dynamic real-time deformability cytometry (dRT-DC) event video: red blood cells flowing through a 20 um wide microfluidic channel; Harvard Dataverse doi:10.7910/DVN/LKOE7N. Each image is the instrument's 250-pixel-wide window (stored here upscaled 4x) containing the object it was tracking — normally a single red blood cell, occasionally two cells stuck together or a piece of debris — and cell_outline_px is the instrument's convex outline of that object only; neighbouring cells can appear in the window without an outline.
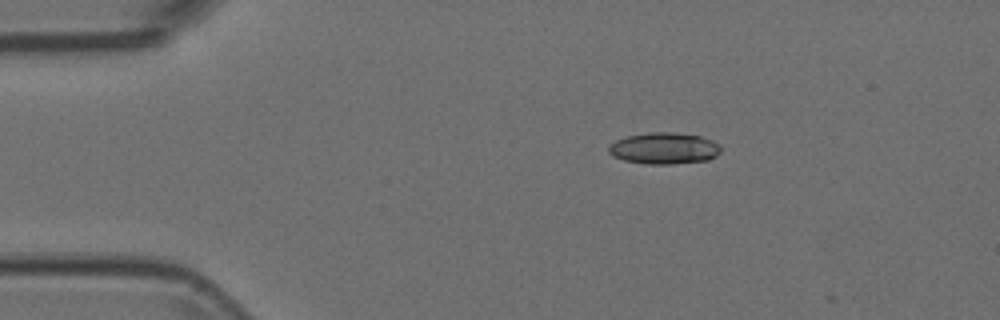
{"species": "Egyptian fruit bat (a non-hibernating species)", "species_latin": "Rousettus aegyptiacus", "temperature_condition": "room temperature", "stored_images_in_passage": 2, "camera_frame_rate_fps": 3000, "um_per_image_px": 0.085, "animal": {"sex": "female"}, "frame": {"image": 1, "passage_image": 1, "time_ms": 0.0, "image_size_px": [1000, 320], "cell_outline_px": [[720, 152], [716, 156], [708, 160], [672, 164], [644, 164], [624, 160], [612, 156], [608, 152], [608, 144], [616, 140], [628, 136], [652, 132], [672, 132], [700, 136], [712, 140], [720, 144]], "centroid_in_image_um": [56.44, 12.61], "position_along_channel_um": 28.6, "area_um2": 20.69}}